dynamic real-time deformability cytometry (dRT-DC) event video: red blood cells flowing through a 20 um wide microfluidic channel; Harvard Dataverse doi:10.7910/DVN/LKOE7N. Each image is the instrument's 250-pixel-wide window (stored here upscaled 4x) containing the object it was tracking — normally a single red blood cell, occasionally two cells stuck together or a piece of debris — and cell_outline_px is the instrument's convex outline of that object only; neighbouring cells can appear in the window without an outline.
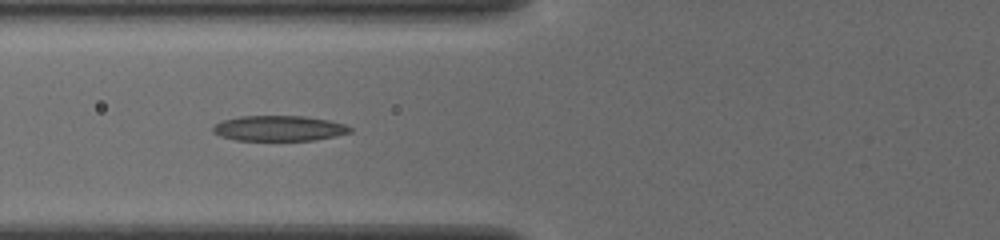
{"species": "common noctule bat (a hibernating species)", "species_latin": "Nyctalus noctula", "temperature_condition": "cold", "stored_images_in_passage": 14, "camera_frame_rate_fps": 3000, "um_per_image_px": 0.085, "animal": {"sex": "female", "body_mass_g": 19.5, "forearm_length_mm": 54.1}, "frame": {"image": 1, "passage_image": 12, "time_ms": 3.667, "image_size_px": [1000, 240], "cell_outline_px": [[352, 132], [336, 136], [316, 140], [236, 140], [220, 136], [212, 132], [212, 128], [216, 124], [224, 120], [240, 116], [304, 116], [328, 120], [348, 124], [352, 128]], "centroid_in_image_um": [23.76, 10.91], "position_along_channel_um": 102.0, "area_um2": 20.35}}
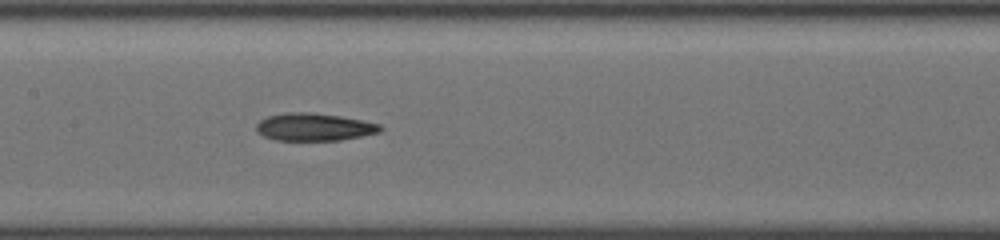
{"frame": {"image": 2, "passage_image": 14, "time_ms": 4.333, "image_size_px": [1000, 240], "cell_outline_px": [[384, 128], [380, 132], [340, 140], [276, 140], [264, 136], [256, 132], [256, 124], [260, 120], [268, 116], [284, 112], [312, 112], [340, 116], [380, 124]], "centroid_in_image_um": [26.67, 10.79], "position_along_channel_um": 180.7, "area_um2": 19.94}}